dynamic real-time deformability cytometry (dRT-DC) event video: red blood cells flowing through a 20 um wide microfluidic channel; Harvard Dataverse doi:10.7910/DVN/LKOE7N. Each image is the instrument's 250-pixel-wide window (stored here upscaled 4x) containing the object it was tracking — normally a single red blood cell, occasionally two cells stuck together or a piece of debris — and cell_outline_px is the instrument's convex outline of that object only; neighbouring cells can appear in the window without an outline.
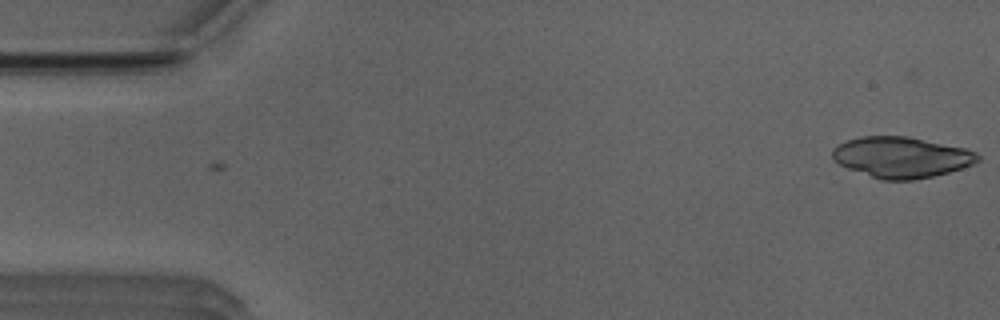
{"species": "Egyptian fruit bat (a non-hibernating species)", "species_latin": "Rousettus aegyptiacus", "temperature_condition": "room temperature", "stored_images_in_passage": 3, "camera_frame_rate_fps": 3000, "um_per_image_px": 0.085, "animal": {"sex": "male"}, "frame": {"image": 1, "passage_image": 3, "time_ms": 0.667, "image_size_px": [1000, 320], "cell_outline_px": [[980, 160], [972, 164], [948, 172], [932, 176], [912, 180], [880, 180], [848, 168], [840, 164], [832, 156], [832, 148], [848, 140], [860, 136], [908, 136], [964, 148], [976, 152], [980, 156]], "centroid_in_image_um": [76.61, 13.36], "position_along_channel_um": 8.4, "area_um2": 34.33}}